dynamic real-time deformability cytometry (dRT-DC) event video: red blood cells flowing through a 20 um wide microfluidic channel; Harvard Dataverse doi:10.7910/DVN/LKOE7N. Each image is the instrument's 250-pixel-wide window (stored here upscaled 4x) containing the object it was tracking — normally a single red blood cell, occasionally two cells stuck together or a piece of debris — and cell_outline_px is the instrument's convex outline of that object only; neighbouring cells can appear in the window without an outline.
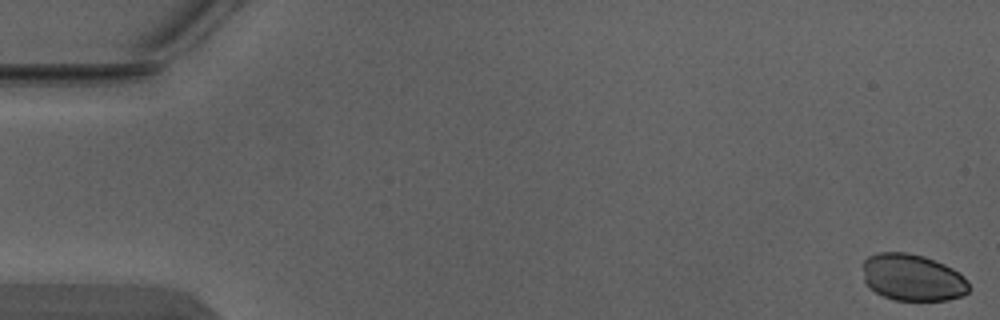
{"species": "Egyptian fruit bat (a non-hibernating species)", "species_latin": "Rousettus aegyptiacus", "temperature_condition": "warm", "stored_images_in_passage": 6, "camera_frame_rate_fps": 3000, "um_per_image_px": 0.085, "animal": {"sex": "male"}, "frame": {"image": 1, "passage_image": 1, "time_ms": 0.0, "image_size_px": [1000, 320], "cell_outline_px": [[968, 292], [960, 296], [948, 300], [896, 300], [884, 296], [876, 292], [864, 280], [864, 260], [868, 256], [876, 252], [908, 252], [924, 256], [944, 264], [960, 272], [968, 284]], "centroid_in_image_um": [77.57, 23.57], "position_along_channel_um": 7.4, "area_um2": 28.78}}
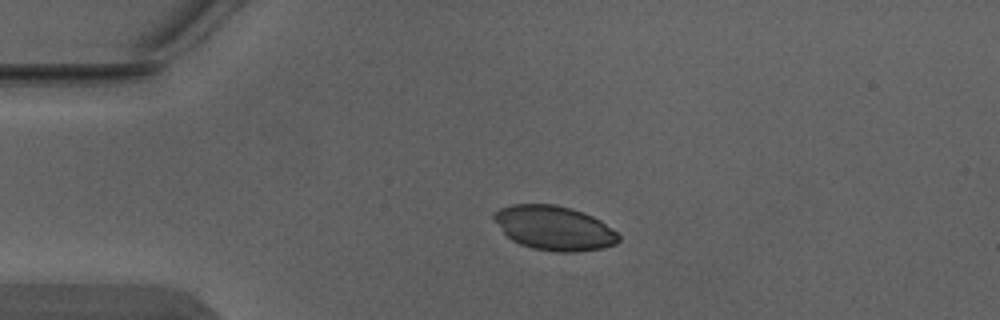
{"frame": {"image": 2, "passage_image": 4, "time_ms": 1.0, "image_size_px": [1000, 320], "cell_outline_px": [[620, 240], [616, 244], [600, 248], [576, 252], [556, 252], [532, 248], [520, 244], [512, 240], [504, 232], [492, 216], [492, 212], [500, 208], [512, 204], [556, 204], [572, 208], [584, 212], [600, 220], [616, 232], [620, 236]], "centroid_in_image_um": [47.1, 19.37], "position_along_channel_um": 37.9, "area_um2": 32.19}}